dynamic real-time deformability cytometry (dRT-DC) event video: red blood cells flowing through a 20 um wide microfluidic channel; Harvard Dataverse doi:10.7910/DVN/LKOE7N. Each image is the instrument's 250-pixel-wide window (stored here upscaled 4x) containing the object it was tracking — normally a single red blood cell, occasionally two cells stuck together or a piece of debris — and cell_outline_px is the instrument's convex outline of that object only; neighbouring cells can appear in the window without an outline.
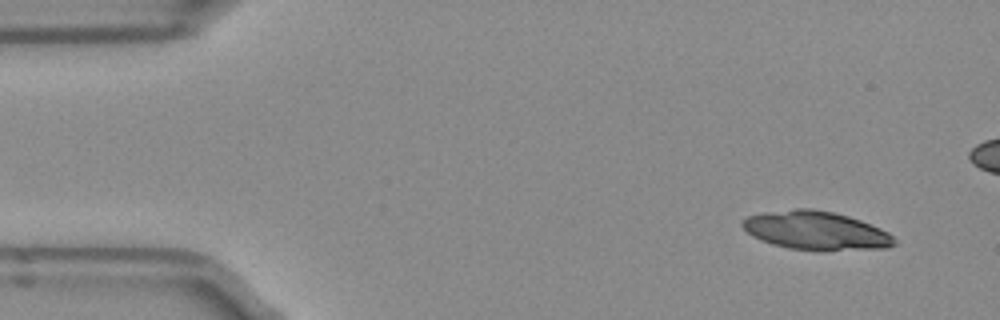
{"species": "Egyptian fruit bat (a non-hibernating species)", "species_latin": "Rousettus aegyptiacus", "temperature_condition": "room temperature", "stored_images_in_passage": 21, "camera_frame_rate_fps": 3000, "um_per_image_px": 0.085, "frame": {"image": 1, "passage_image": 1, "time_ms": 0.0, "image_size_px": [1000, 320], "cell_outline_px": [[896, 244], [888, 248], [788, 248], [772, 244], [760, 240], [752, 236], [740, 224], [748, 216], [764, 212], [796, 208], [812, 208], [832, 212], [848, 216], [860, 220], [880, 228], [888, 232], [896, 240]], "centroid_in_image_um": [69.32, 19.55], "position_along_channel_um": 15.7, "area_um2": 33.18}}